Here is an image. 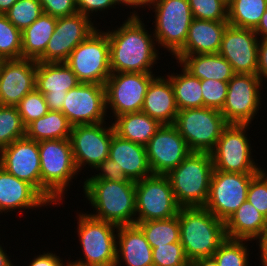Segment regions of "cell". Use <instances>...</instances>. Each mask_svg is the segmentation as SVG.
I'll list each match as a JSON object with an SVG mask.
<instances>
[{
    "mask_svg": "<svg viewBox=\"0 0 267 266\" xmlns=\"http://www.w3.org/2000/svg\"><path fill=\"white\" fill-rule=\"evenodd\" d=\"M37 61L10 59L0 62V105L16 106L36 89Z\"/></svg>",
    "mask_w": 267,
    "mask_h": 266,
    "instance_id": "44dd1931",
    "label": "cell"
},
{
    "mask_svg": "<svg viewBox=\"0 0 267 266\" xmlns=\"http://www.w3.org/2000/svg\"><path fill=\"white\" fill-rule=\"evenodd\" d=\"M17 0H0V14H5Z\"/></svg>",
    "mask_w": 267,
    "mask_h": 266,
    "instance_id": "9f6ffc18",
    "label": "cell"
},
{
    "mask_svg": "<svg viewBox=\"0 0 267 266\" xmlns=\"http://www.w3.org/2000/svg\"><path fill=\"white\" fill-rule=\"evenodd\" d=\"M141 111L161 124H174L179 110L169 78L155 77L150 82Z\"/></svg>",
    "mask_w": 267,
    "mask_h": 266,
    "instance_id": "4316f807",
    "label": "cell"
},
{
    "mask_svg": "<svg viewBox=\"0 0 267 266\" xmlns=\"http://www.w3.org/2000/svg\"><path fill=\"white\" fill-rule=\"evenodd\" d=\"M227 21L193 19L186 42L175 55L215 54L221 46Z\"/></svg>",
    "mask_w": 267,
    "mask_h": 266,
    "instance_id": "d4e9b609",
    "label": "cell"
},
{
    "mask_svg": "<svg viewBox=\"0 0 267 266\" xmlns=\"http://www.w3.org/2000/svg\"><path fill=\"white\" fill-rule=\"evenodd\" d=\"M135 224L142 230L152 248L180 242L178 214L169 219L136 222Z\"/></svg>",
    "mask_w": 267,
    "mask_h": 266,
    "instance_id": "e575fe53",
    "label": "cell"
},
{
    "mask_svg": "<svg viewBox=\"0 0 267 266\" xmlns=\"http://www.w3.org/2000/svg\"><path fill=\"white\" fill-rule=\"evenodd\" d=\"M204 107L221 111L227 96L228 82L215 79L201 80Z\"/></svg>",
    "mask_w": 267,
    "mask_h": 266,
    "instance_id": "7bdbcfd3",
    "label": "cell"
},
{
    "mask_svg": "<svg viewBox=\"0 0 267 266\" xmlns=\"http://www.w3.org/2000/svg\"><path fill=\"white\" fill-rule=\"evenodd\" d=\"M101 171L99 174L87 178L86 180H110V181H131L128 180L125 174L116 166V162L110 158H106L96 168Z\"/></svg>",
    "mask_w": 267,
    "mask_h": 266,
    "instance_id": "bcb514c9",
    "label": "cell"
},
{
    "mask_svg": "<svg viewBox=\"0 0 267 266\" xmlns=\"http://www.w3.org/2000/svg\"><path fill=\"white\" fill-rule=\"evenodd\" d=\"M257 74L235 73L228 81L225 104L220 111L228 124H250L259 110L261 83Z\"/></svg>",
    "mask_w": 267,
    "mask_h": 266,
    "instance_id": "5bb4252c",
    "label": "cell"
},
{
    "mask_svg": "<svg viewBox=\"0 0 267 266\" xmlns=\"http://www.w3.org/2000/svg\"><path fill=\"white\" fill-rule=\"evenodd\" d=\"M173 125L191 152L211 153L228 123L219 110L199 107L179 110Z\"/></svg>",
    "mask_w": 267,
    "mask_h": 266,
    "instance_id": "8992f818",
    "label": "cell"
},
{
    "mask_svg": "<svg viewBox=\"0 0 267 266\" xmlns=\"http://www.w3.org/2000/svg\"><path fill=\"white\" fill-rule=\"evenodd\" d=\"M92 18L81 13L57 18L55 31L48 41L45 52L37 62H66L73 49L83 42L94 30Z\"/></svg>",
    "mask_w": 267,
    "mask_h": 266,
    "instance_id": "e0dca14e",
    "label": "cell"
},
{
    "mask_svg": "<svg viewBox=\"0 0 267 266\" xmlns=\"http://www.w3.org/2000/svg\"><path fill=\"white\" fill-rule=\"evenodd\" d=\"M243 241L248 240L226 238L212 256L218 266H249V249Z\"/></svg>",
    "mask_w": 267,
    "mask_h": 266,
    "instance_id": "74e56055",
    "label": "cell"
},
{
    "mask_svg": "<svg viewBox=\"0 0 267 266\" xmlns=\"http://www.w3.org/2000/svg\"><path fill=\"white\" fill-rule=\"evenodd\" d=\"M72 125L61 111L49 110L25 127V136L36 142L70 138Z\"/></svg>",
    "mask_w": 267,
    "mask_h": 266,
    "instance_id": "1f68e13d",
    "label": "cell"
},
{
    "mask_svg": "<svg viewBox=\"0 0 267 266\" xmlns=\"http://www.w3.org/2000/svg\"><path fill=\"white\" fill-rule=\"evenodd\" d=\"M77 232L84 257L74 263L81 266H115L118 226L79 214ZM84 259V260H83Z\"/></svg>",
    "mask_w": 267,
    "mask_h": 266,
    "instance_id": "ba28073f",
    "label": "cell"
},
{
    "mask_svg": "<svg viewBox=\"0 0 267 266\" xmlns=\"http://www.w3.org/2000/svg\"><path fill=\"white\" fill-rule=\"evenodd\" d=\"M109 158L116 162L128 180L137 182L152 175L145 146L120 138L117 134L112 136Z\"/></svg>",
    "mask_w": 267,
    "mask_h": 266,
    "instance_id": "cb8c5ba5",
    "label": "cell"
},
{
    "mask_svg": "<svg viewBox=\"0 0 267 266\" xmlns=\"http://www.w3.org/2000/svg\"><path fill=\"white\" fill-rule=\"evenodd\" d=\"M145 148L151 172L156 175H167L191 153L173 124H162Z\"/></svg>",
    "mask_w": 267,
    "mask_h": 266,
    "instance_id": "ac0fdd59",
    "label": "cell"
},
{
    "mask_svg": "<svg viewBox=\"0 0 267 266\" xmlns=\"http://www.w3.org/2000/svg\"><path fill=\"white\" fill-rule=\"evenodd\" d=\"M38 147L41 194L53 205L59 204L71 179L80 172L74 162L70 138L42 140Z\"/></svg>",
    "mask_w": 267,
    "mask_h": 266,
    "instance_id": "5b68a950",
    "label": "cell"
},
{
    "mask_svg": "<svg viewBox=\"0 0 267 266\" xmlns=\"http://www.w3.org/2000/svg\"><path fill=\"white\" fill-rule=\"evenodd\" d=\"M65 266H81V265L74 263V261L73 262L70 261V262H67Z\"/></svg>",
    "mask_w": 267,
    "mask_h": 266,
    "instance_id": "6f0895ef",
    "label": "cell"
},
{
    "mask_svg": "<svg viewBox=\"0 0 267 266\" xmlns=\"http://www.w3.org/2000/svg\"><path fill=\"white\" fill-rule=\"evenodd\" d=\"M22 58V32L6 17L0 14V59Z\"/></svg>",
    "mask_w": 267,
    "mask_h": 266,
    "instance_id": "8d00e7d4",
    "label": "cell"
},
{
    "mask_svg": "<svg viewBox=\"0 0 267 266\" xmlns=\"http://www.w3.org/2000/svg\"><path fill=\"white\" fill-rule=\"evenodd\" d=\"M9 258L10 257L7 256V253L3 250V247L0 245V266H13Z\"/></svg>",
    "mask_w": 267,
    "mask_h": 266,
    "instance_id": "11a10c76",
    "label": "cell"
},
{
    "mask_svg": "<svg viewBox=\"0 0 267 266\" xmlns=\"http://www.w3.org/2000/svg\"><path fill=\"white\" fill-rule=\"evenodd\" d=\"M61 112L72 126L105 122V86L80 83L67 92Z\"/></svg>",
    "mask_w": 267,
    "mask_h": 266,
    "instance_id": "2e32d148",
    "label": "cell"
},
{
    "mask_svg": "<svg viewBox=\"0 0 267 266\" xmlns=\"http://www.w3.org/2000/svg\"><path fill=\"white\" fill-rule=\"evenodd\" d=\"M43 13L39 0H17L5 13L7 19L21 32Z\"/></svg>",
    "mask_w": 267,
    "mask_h": 266,
    "instance_id": "f35d334b",
    "label": "cell"
},
{
    "mask_svg": "<svg viewBox=\"0 0 267 266\" xmlns=\"http://www.w3.org/2000/svg\"><path fill=\"white\" fill-rule=\"evenodd\" d=\"M25 136V126L16 106L0 105V150Z\"/></svg>",
    "mask_w": 267,
    "mask_h": 266,
    "instance_id": "d590c367",
    "label": "cell"
},
{
    "mask_svg": "<svg viewBox=\"0 0 267 266\" xmlns=\"http://www.w3.org/2000/svg\"><path fill=\"white\" fill-rule=\"evenodd\" d=\"M51 203L30 183L0 167V212L33 209Z\"/></svg>",
    "mask_w": 267,
    "mask_h": 266,
    "instance_id": "603a6c76",
    "label": "cell"
},
{
    "mask_svg": "<svg viewBox=\"0 0 267 266\" xmlns=\"http://www.w3.org/2000/svg\"><path fill=\"white\" fill-rule=\"evenodd\" d=\"M267 0H230L227 22L230 26L255 29L266 11Z\"/></svg>",
    "mask_w": 267,
    "mask_h": 266,
    "instance_id": "836d02e7",
    "label": "cell"
},
{
    "mask_svg": "<svg viewBox=\"0 0 267 266\" xmlns=\"http://www.w3.org/2000/svg\"><path fill=\"white\" fill-rule=\"evenodd\" d=\"M257 37L253 29L226 27L218 53L231 64L234 73L257 74Z\"/></svg>",
    "mask_w": 267,
    "mask_h": 266,
    "instance_id": "ffe728a7",
    "label": "cell"
},
{
    "mask_svg": "<svg viewBox=\"0 0 267 266\" xmlns=\"http://www.w3.org/2000/svg\"><path fill=\"white\" fill-rule=\"evenodd\" d=\"M16 107L25 127L49 112L44 95L37 89L26 94Z\"/></svg>",
    "mask_w": 267,
    "mask_h": 266,
    "instance_id": "ab89813d",
    "label": "cell"
},
{
    "mask_svg": "<svg viewBox=\"0 0 267 266\" xmlns=\"http://www.w3.org/2000/svg\"><path fill=\"white\" fill-rule=\"evenodd\" d=\"M257 75L261 81L263 77L267 78V39H261L258 43Z\"/></svg>",
    "mask_w": 267,
    "mask_h": 266,
    "instance_id": "c3c4849f",
    "label": "cell"
},
{
    "mask_svg": "<svg viewBox=\"0 0 267 266\" xmlns=\"http://www.w3.org/2000/svg\"><path fill=\"white\" fill-rule=\"evenodd\" d=\"M259 248H260V261L262 266H267V233L258 239Z\"/></svg>",
    "mask_w": 267,
    "mask_h": 266,
    "instance_id": "816d5d0a",
    "label": "cell"
},
{
    "mask_svg": "<svg viewBox=\"0 0 267 266\" xmlns=\"http://www.w3.org/2000/svg\"><path fill=\"white\" fill-rule=\"evenodd\" d=\"M247 200L267 218V174L264 169L251 180Z\"/></svg>",
    "mask_w": 267,
    "mask_h": 266,
    "instance_id": "ee69618b",
    "label": "cell"
},
{
    "mask_svg": "<svg viewBox=\"0 0 267 266\" xmlns=\"http://www.w3.org/2000/svg\"><path fill=\"white\" fill-rule=\"evenodd\" d=\"M152 251L153 266H188L190 264L180 242L157 246L152 248Z\"/></svg>",
    "mask_w": 267,
    "mask_h": 266,
    "instance_id": "b9f144b4",
    "label": "cell"
},
{
    "mask_svg": "<svg viewBox=\"0 0 267 266\" xmlns=\"http://www.w3.org/2000/svg\"><path fill=\"white\" fill-rule=\"evenodd\" d=\"M43 12L55 18L71 16L78 13L76 0H39Z\"/></svg>",
    "mask_w": 267,
    "mask_h": 266,
    "instance_id": "f6af8a7d",
    "label": "cell"
},
{
    "mask_svg": "<svg viewBox=\"0 0 267 266\" xmlns=\"http://www.w3.org/2000/svg\"><path fill=\"white\" fill-rule=\"evenodd\" d=\"M180 243L190 263L212 257L227 238L225 222L204 207L180 208Z\"/></svg>",
    "mask_w": 267,
    "mask_h": 266,
    "instance_id": "3957f363",
    "label": "cell"
},
{
    "mask_svg": "<svg viewBox=\"0 0 267 266\" xmlns=\"http://www.w3.org/2000/svg\"><path fill=\"white\" fill-rule=\"evenodd\" d=\"M104 124L106 123L72 127L70 141L77 170H81L82 166H86V164L93 170L106 158H109L111 139L115 131L113 124L108 127H105Z\"/></svg>",
    "mask_w": 267,
    "mask_h": 266,
    "instance_id": "9a60e30c",
    "label": "cell"
},
{
    "mask_svg": "<svg viewBox=\"0 0 267 266\" xmlns=\"http://www.w3.org/2000/svg\"><path fill=\"white\" fill-rule=\"evenodd\" d=\"M0 167L33 185L41 193L38 142L24 136L0 150Z\"/></svg>",
    "mask_w": 267,
    "mask_h": 266,
    "instance_id": "d6986e66",
    "label": "cell"
},
{
    "mask_svg": "<svg viewBox=\"0 0 267 266\" xmlns=\"http://www.w3.org/2000/svg\"><path fill=\"white\" fill-rule=\"evenodd\" d=\"M172 83L178 110L204 107L201 80L184 67L181 74L167 75Z\"/></svg>",
    "mask_w": 267,
    "mask_h": 266,
    "instance_id": "d6a6232c",
    "label": "cell"
},
{
    "mask_svg": "<svg viewBox=\"0 0 267 266\" xmlns=\"http://www.w3.org/2000/svg\"><path fill=\"white\" fill-rule=\"evenodd\" d=\"M258 173H233L214 170L204 206L219 220H226L247 200L251 180Z\"/></svg>",
    "mask_w": 267,
    "mask_h": 266,
    "instance_id": "7c38bea8",
    "label": "cell"
},
{
    "mask_svg": "<svg viewBox=\"0 0 267 266\" xmlns=\"http://www.w3.org/2000/svg\"><path fill=\"white\" fill-rule=\"evenodd\" d=\"M84 194L97 211L91 217L116 226L136 223L134 181L85 180Z\"/></svg>",
    "mask_w": 267,
    "mask_h": 266,
    "instance_id": "7a4b0ae2",
    "label": "cell"
},
{
    "mask_svg": "<svg viewBox=\"0 0 267 266\" xmlns=\"http://www.w3.org/2000/svg\"><path fill=\"white\" fill-rule=\"evenodd\" d=\"M225 233L227 238L257 241L267 233V218L246 200L226 220Z\"/></svg>",
    "mask_w": 267,
    "mask_h": 266,
    "instance_id": "83f0119b",
    "label": "cell"
},
{
    "mask_svg": "<svg viewBox=\"0 0 267 266\" xmlns=\"http://www.w3.org/2000/svg\"><path fill=\"white\" fill-rule=\"evenodd\" d=\"M79 84L65 62H37L36 89L44 95L49 110L62 111L67 92Z\"/></svg>",
    "mask_w": 267,
    "mask_h": 266,
    "instance_id": "7402d4cb",
    "label": "cell"
},
{
    "mask_svg": "<svg viewBox=\"0 0 267 266\" xmlns=\"http://www.w3.org/2000/svg\"><path fill=\"white\" fill-rule=\"evenodd\" d=\"M148 4L151 3L153 0H145Z\"/></svg>",
    "mask_w": 267,
    "mask_h": 266,
    "instance_id": "680465c9",
    "label": "cell"
},
{
    "mask_svg": "<svg viewBox=\"0 0 267 266\" xmlns=\"http://www.w3.org/2000/svg\"><path fill=\"white\" fill-rule=\"evenodd\" d=\"M193 266H218V263L213 257L201 258L191 263Z\"/></svg>",
    "mask_w": 267,
    "mask_h": 266,
    "instance_id": "f5cc1de1",
    "label": "cell"
},
{
    "mask_svg": "<svg viewBox=\"0 0 267 266\" xmlns=\"http://www.w3.org/2000/svg\"><path fill=\"white\" fill-rule=\"evenodd\" d=\"M182 67L200 80L215 79L228 82L234 71L231 64L219 53L195 54V55H174Z\"/></svg>",
    "mask_w": 267,
    "mask_h": 266,
    "instance_id": "f1b7e54d",
    "label": "cell"
},
{
    "mask_svg": "<svg viewBox=\"0 0 267 266\" xmlns=\"http://www.w3.org/2000/svg\"><path fill=\"white\" fill-rule=\"evenodd\" d=\"M139 17L132 12L120 28L107 31L111 73H153V64L159 58L156 40Z\"/></svg>",
    "mask_w": 267,
    "mask_h": 266,
    "instance_id": "6da1fadb",
    "label": "cell"
},
{
    "mask_svg": "<svg viewBox=\"0 0 267 266\" xmlns=\"http://www.w3.org/2000/svg\"><path fill=\"white\" fill-rule=\"evenodd\" d=\"M257 36L261 35L262 39H267V10L261 17L258 26L254 29Z\"/></svg>",
    "mask_w": 267,
    "mask_h": 266,
    "instance_id": "f907efd6",
    "label": "cell"
},
{
    "mask_svg": "<svg viewBox=\"0 0 267 266\" xmlns=\"http://www.w3.org/2000/svg\"><path fill=\"white\" fill-rule=\"evenodd\" d=\"M155 9L156 42L175 55L185 44L193 21L188 0H153L148 4Z\"/></svg>",
    "mask_w": 267,
    "mask_h": 266,
    "instance_id": "9c48e42d",
    "label": "cell"
},
{
    "mask_svg": "<svg viewBox=\"0 0 267 266\" xmlns=\"http://www.w3.org/2000/svg\"><path fill=\"white\" fill-rule=\"evenodd\" d=\"M56 24L57 18L43 12L22 31V58L37 60L45 52Z\"/></svg>",
    "mask_w": 267,
    "mask_h": 266,
    "instance_id": "4dcf8cb0",
    "label": "cell"
},
{
    "mask_svg": "<svg viewBox=\"0 0 267 266\" xmlns=\"http://www.w3.org/2000/svg\"><path fill=\"white\" fill-rule=\"evenodd\" d=\"M135 200L136 222L169 219L181 208L166 175L152 174L135 182Z\"/></svg>",
    "mask_w": 267,
    "mask_h": 266,
    "instance_id": "30bf717a",
    "label": "cell"
},
{
    "mask_svg": "<svg viewBox=\"0 0 267 266\" xmlns=\"http://www.w3.org/2000/svg\"><path fill=\"white\" fill-rule=\"evenodd\" d=\"M115 119V123H112L115 134L120 138L144 146L149 143L162 125L158 120L142 111L119 115Z\"/></svg>",
    "mask_w": 267,
    "mask_h": 266,
    "instance_id": "f546056e",
    "label": "cell"
},
{
    "mask_svg": "<svg viewBox=\"0 0 267 266\" xmlns=\"http://www.w3.org/2000/svg\"><path fill=\"white\" fill-rule=\"evenodd\" d=\"M213 171L211 153L191 152L166 175L181 208L205 206Z\"/></svg>",
    "mask_w": 267,
    "mask_h": 266,
    "instance_id": "277c9868",
    "label": "cell"
},
{
    "mask_svg": "<svg viewBox=\"0 0 267 266\" xmlns=\"http://www.w3.org/2000/svg\"><path fill=\"white\" fill-rule=\"evenodd\" d=\"M194 19L227 21V2L224 0H188Z\"/></svg>",
    "mask_w": 267,
    "mask_h": 266,
    "instance_id": "60d3db41",
    "label": "cell"
},
{
    "mask_svg": "<svg viewBox=\"0 0 267 266\" xmlns=\"http://www.w3.org/2000/svg\"><path fill=\"white\" fill-rule=\"evenodd\" d=\"M248 124H228L211 152L214 170L233 173H259L251 156L249 139L246 137ZM246 129V130H245Z\"/></svg>",
    "mask_w": 267,
    "mask_h": 266,
    "instance_id": "8fae6325",
    "label": "cell"
},
{
    "mask_svg": "<svg viewBox=\"0 0 267 266\" xmlns=\"http://www.w3.org/2000/svg\"><path fill=\"white\" fill-rule=\"evenodd\" d=\"M119 4H124L125 6H131L133 8L148 6V3L145 0H117Z\"/></svg>",
    "mask_w": 267,
    "mask_h": 266,
    "instance_id": "db71d44e",
    "label": "cell"
},
{
    "mask_svg": "<svg viewBox=\"0 0 267 266\" xmlns=\"http://www.w3.org/2000/svg\"><path fill=\"white\" fill-rule=\"evenodd\" d=\"M29 266H65L63 260L59 256L53 253H43L37 255L31 262Z\"/></svg>",
    "mask_w": 267,
    "mask_h": 266,
    "instance_id": "681fc988",
    "label": "cell"
},
{
    "mask_svg": "<svg viewBox=\"0 0 267 266\" xmlns=\"http://www.w3.org/2000/svg\"><path fill=\"white\" fill-rule=\"evenodd\" d=\"M65 63L80 83L104 85L111 75L107 32L94 30L73 49Z\"/></svg>",
    "mask_w": 267,
    "mask_h": 266,
    "instance_id": "52a82bcc",
    "label": "cell"
},
{
    "mask_svg": "<svg viewBox=\"0 0 267 266\" xmlns=\"http://www.w3.org/2000/svg\"><path fill=\"white\" fill-rule=\"evenodd\" d=\"M152 73L121 72L111 73L105 82L106 109L111 108L114 117L139 112L150 82Z\"/></svg>",
    "mask_w": 267,
    "mask_h": 266,
    "instance_id": "4fadbf2b",
    "label": "cell"
},
{
    "mask_svg": "<svg viewBox=\"0 0 267 266\" xmlns=\"http://www.w3.org/2000/svg\"><path fill=\"white\" fill-rule=\"evenodd\" d=\"M117 4L119 5L117 0H76V8L78 13H81L88 18L94 11V13H96L98 10H110V7H114Z\"/></svg>",
    "mask_w": 267,
    "mask_h": 266,
    "instance_id": "7dc6e473",
    "label": "cell"
},
{
    "mask_svg": "<svg viewBox=\"0 0 267 266\" xmlns=\"http://www.w3.org/2000/svg\"><path fill=\"white\" fill-rule=\"evenodd\" d=\"M116 233L118 238L115 266L120 265L121 260L127 266H153L152 247L136 224L118 226Z\"/></svg>",
    "mask_w": 267,
    "mask_h": 266,
    "instance_id": "484cf974",
    "label": "cell"
}]
</instances>
